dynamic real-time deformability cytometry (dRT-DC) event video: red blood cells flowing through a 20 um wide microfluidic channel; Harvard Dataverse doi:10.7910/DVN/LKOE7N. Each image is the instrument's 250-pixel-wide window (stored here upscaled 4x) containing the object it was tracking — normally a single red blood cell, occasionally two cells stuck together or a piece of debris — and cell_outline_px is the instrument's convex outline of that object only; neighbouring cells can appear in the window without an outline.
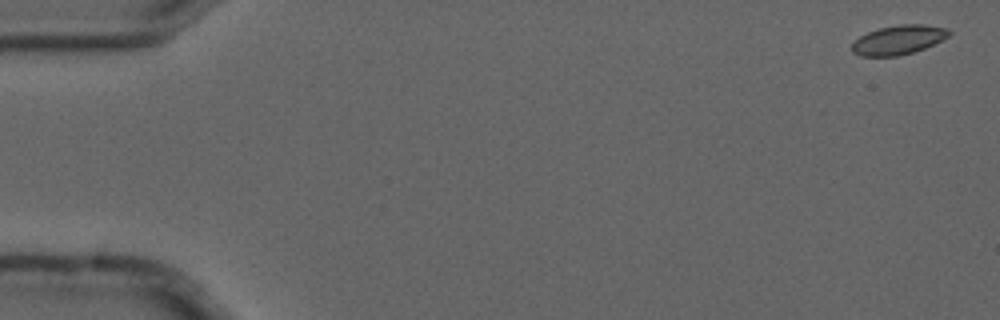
{"species": "common noctule bat (a hibernating species)", "species_latin": "Nyctalus noctula", "temperature_condition": "cold", "stored_images_in_passage": 6, "camera_frame_rate_fps": 3000, "um_per_image_px": 0.085, "animal": {"sex": "male", "forearm_length_mm": 52.5}, "frame": {"image": 1, "passage_image": 1, "time_ms": 0.0, "image_size_px": [1000, 320], "cell_outline_px": [[952, 32], [948, 36], [924, 48], [912, 52], [896, 56], [860, 56], [852, 52], [852, 44], [860, 36], [868, 32], [880, 28], [900, 24], [924, 24], [948, 28]], "centroid_in_image_um": [76.36, 3.38], "position_along_channel_um": 8.6, "area_um2": 16.36}}
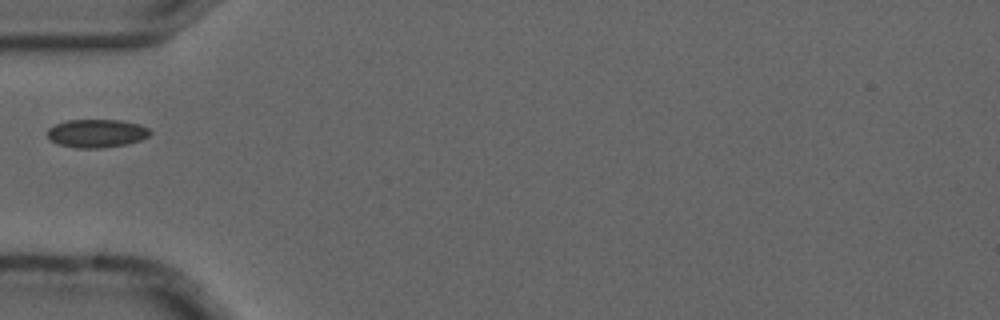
{"frame": {"image": 2, "passage_image": 5, "time_ms": 1.333, "image_size_px": [1000, 320], "cell_outline_px": [[152, 132], [148, 136], [140, 140], [124, 144], [100, 148], [76, 148], [56, 144], [48, 136], [48, 128], [56, 124], [68, 120], [120, 120], [140, 124], [148, 128]], "centroid_in_image_um": [8.21, 11.33], "position_along_channel_um": 76.8, "area_um2": 16.82}}
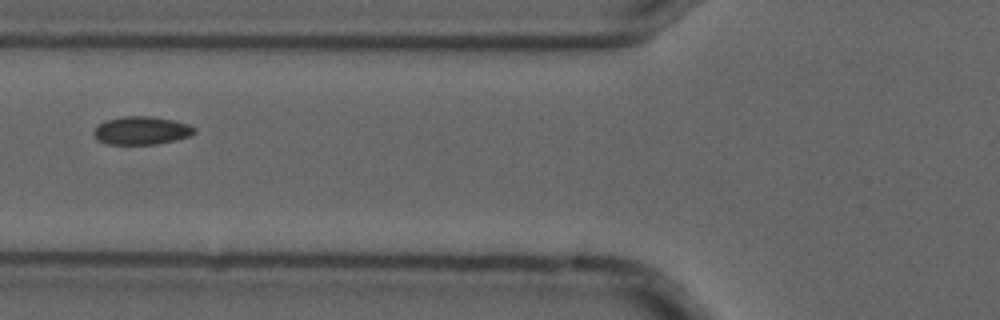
{"frame": {"image": 3, "passage_image": 6, "time_ms": 1.667, "image_size_px": [1000, 320], "cell_outline_px": [[196, 132], [188, 136], [176, 140], [156, 144], [104, 144], [96, 140], [92, 132], [104, 120], [124, 116], [152, 116], [172, 120], [188, 124], [196, 128]], "centroid_in_image_um": [12.0, 11.1], "position_along_channel_um": 113.8, "area_um2": 16.59}}